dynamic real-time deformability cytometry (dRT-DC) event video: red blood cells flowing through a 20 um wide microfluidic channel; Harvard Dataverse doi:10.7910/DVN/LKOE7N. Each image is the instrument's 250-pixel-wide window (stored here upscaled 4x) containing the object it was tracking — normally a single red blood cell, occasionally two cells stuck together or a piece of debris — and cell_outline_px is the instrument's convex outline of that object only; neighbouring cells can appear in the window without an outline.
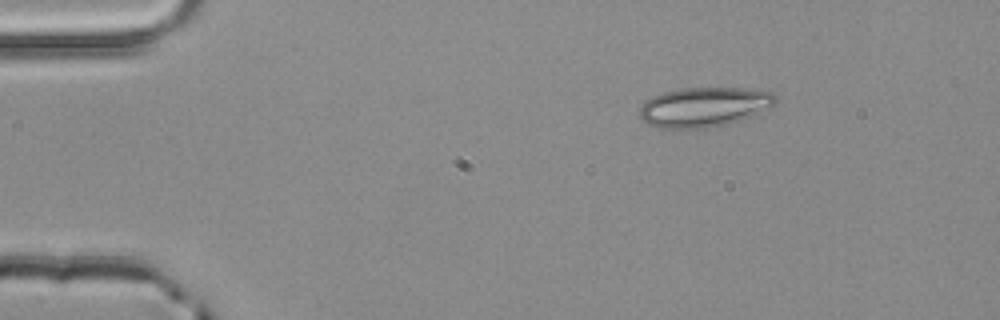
{"species": "common noctule bat (a hibernating species)", "species_latin": "Nyctalus noctula", "temperature_condition": "room temperature", "stored_images_in_passage": 2, "camera_frame_rate_fps": 3000, "um_per_image_px": 0.085, "animal": {"sex": "male", "body_mass_g": 20.4}, "frame": {"image": 1, "passage_image": 1, "time_ms": 0.0, "image_size_px": [1000, 320], "cell_outline_px": [[780, 100], [776, 104], [768, 108], [748, 116], [724, 124], [704, 128], [660, 128], [648, 124], [640, 116], [640, 108], [652, 96], [664, 92], [680, 88], [744, 88], [772, 92]], "centroid_in_image_um": [59.86, 9.07], "position_along_channel_um": 25.1, "area_um2": 30.98}}